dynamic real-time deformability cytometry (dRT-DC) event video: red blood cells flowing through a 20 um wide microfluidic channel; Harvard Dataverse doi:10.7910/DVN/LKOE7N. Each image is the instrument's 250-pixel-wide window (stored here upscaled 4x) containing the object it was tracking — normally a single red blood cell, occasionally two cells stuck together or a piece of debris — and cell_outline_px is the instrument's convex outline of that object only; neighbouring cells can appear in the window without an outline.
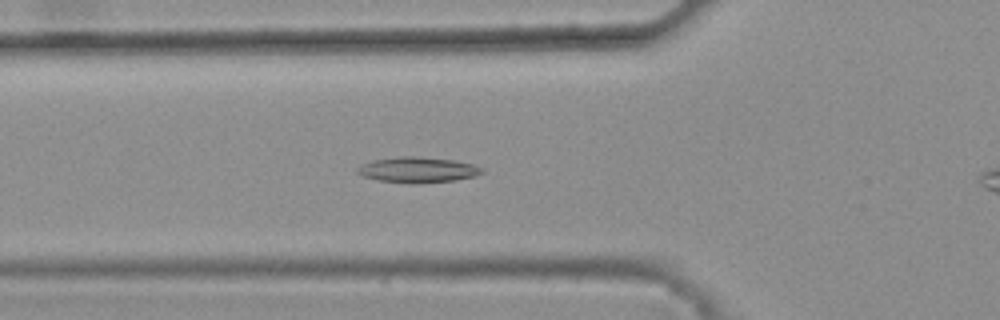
{"species": "common noctule bat (a hibernating species)", "species_latin": "Nyctalus noctula", "temperature_condition": "warm", "stored_images_in_passage": 43, "camera_frame_rate_fps": 3000, "um_per_image_px": 0.085, "animal": {"sex": "female", "body_mass_g": 25.1}, "frame": {"image": 1, "passage_image": 18, "time_ms": 5.667, "image_size_px": [1000, 320], "cell_outline_px": [[484, 172], [476, 176], [456, 180], [420, 184], [412, 184], [376, 180], [364, 176], [356, 172], [356, 168], [372, 160], [400, 156], [412, 156], [452, 160], [472, 164], [484, 168]], "centroid_in_image_um": [35.52, 14.45], "position_along_channel_um": 90.3, "area_um2": 18.67}}
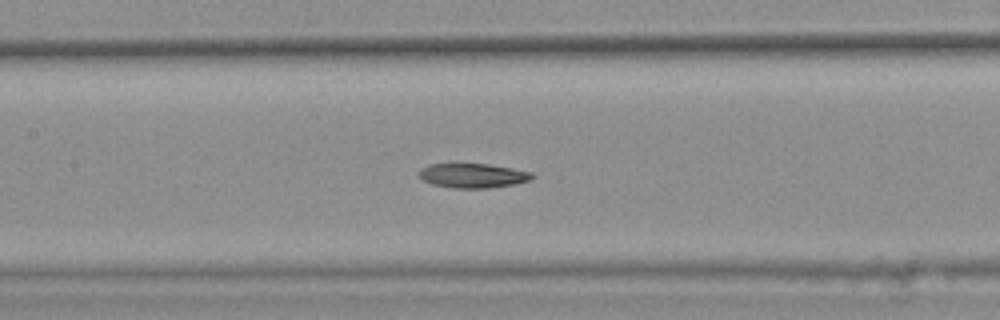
{"frame": {"image": 2, "passage_image": 24, "time_ms": 7.667, "image_size_px": [1000, 320], "cell_outline_px": [[536, 176], [532, 180], [516, 184], [488, 188], [452, 188], [432, 184], [424, 180], [420, 176], [420, 172], [428, 164], [488, 164], [512, 168], [532, 172]], "centroid_in_image_um": [40.28, 14.93], "position_along_channel_um": 167.1, "area_um2": 16.07}}
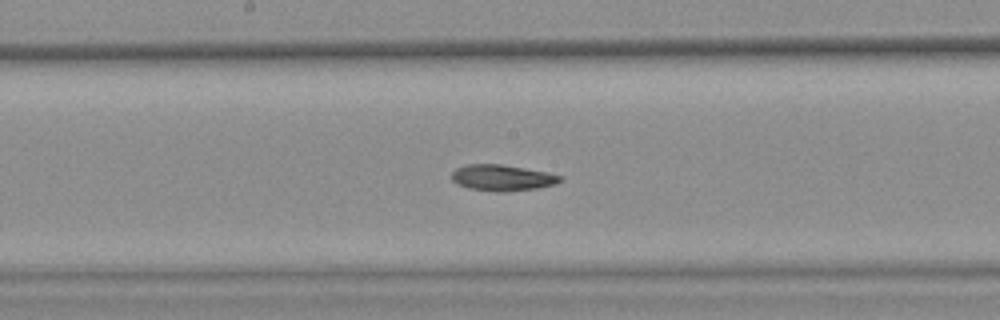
{"frame": {"image": 3, "passage_image": 27, "time_ms": 8.667, "image_size_px": [1000, 320], "cell_outline_px": [[564, 180], [556, 184], [536, 188], [504, 192], [496, 192], [468, 188], [456, 184], [452, 180], [452, 172], [456, 168], [468, 164], [504, 164], [548, 172], [564, 176]], "centroid_in_image_um": [42.72, 15.1], "position_along_channel_um": 205.5, "area_um2": 16.76}}